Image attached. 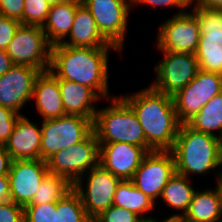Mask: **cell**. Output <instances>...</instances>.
Listing matches in <instances>:
<instances>
[{
	"mask_svg": "<svg viewBox=\"0 0 222 222\" xmlns=\"http://www.w3.org/2000/svg\"><path fill=\"white\" fill-rule=\"evenodd\" d=\"M118 48L71 47L52 45L49 72L56 79H64L91 87L104 101L113 98L109 90V51Z\"/></svg>",
	"mask_w": 222,
	"mask_h": 222,
	"instance_id": "1",
	"label": "cell"
},
{
	"mask_svg": "<svg viewBox=\"0 0 222 222\" xmlns=\"http://www.w3.org/2000/svg\"><path fill=\"white\" fill-rule=\"evenodd\" d=\"M120 97L137 115L147 144L154 151H170L181 124L176 115L173 97L158 92L149 84Z\"/></svg>",
	"mask_w": 222,
	"mask_h": 222,
	"instance_id": "2",
	"label": "cell"
},
{
	"mask_svg": "<svg viewBox=\"0 0 222 222\" xmlns=\"http://www.w3.org/2000/svg\"><path fill=\"white\" fill-rule=\"evenodd\" d=\"M170 151L174 156L176 173L190 179L193 175L203 178L210 173L216 175L217 181L222 164V140L218 137L182 123Z\"/></svg>",
	"mask_w": 222,
	"mask_h": 222,
	"instance_id": "3",
	"label": "cell"
},
{
	"mask_svg": "<svg viewBox=\"0 0 222 222\" xmlns=\"http://www.w3.org/2000/svg\"><path fill=\"white\" fill-rule=\"evenodd\" d=\"M110 105L98 108L93 120V131L99 143H128L154 151L146 142L143 128L133 109L120 97L108 99Z\"/></svg>",
	"mask_w": 222,
	"mask_h": 222,
	"instance_id": "4",
	"label": "cell"
},
{
	"mask_svg": "<svg viewBox=\"0 0 222 222\" xmlns=\"http://www.w3.org/2000/svg\"><path fill=\"white\" fill-rule=\"evenodd\" d=\"M188 9L196 17L200 38L195 56L199 70L222 75V10L209 9L189 2Z\"/></svg>",
	"mask_w": 222,
	"mask_h": 222,
	"instance_id": "5",
	"label": "cell"
},
{
	"mask_svg": "<svg viewBox=\"0 0 222 222\" xmlns=\"http://www.w3.org/2000/svg\"><path fill=\"white\" fill-rule=\"evenodd\" d=\"M40 121V159L43 161L61 149L81 142L93 131V121L80 115L66 114Z\"/></svg>",
	"mask_w": 222,
	"mask_h": 222,
	"instance_id": "6",
	"label": "cell"
},
{
	"mask_svg": "<svg viewBox=\"0 0 222 222\" xmlns=\"http://www.w3.org/2000/svg\"><path fill=\"white\" fill-rule=\"evenodd\" d=\"M52 44L41 26L20 24L6 52L13 64L49 70Z\"/></svg>",
	"mask_w": 222,
	"mask_h": 222,
	"instance_id": "7",
	"label": "cell"
},
{
	"mask_svg": "<svg viewBox=\"0 0 222 222\" xmlns=\"http://www.w3.org/2000/svg\"><path fill=\"white\" fill-rule=\"evenodd\" d=\"M46 162L49 173L63 176L74 184L99 164V142L95 132L81 142L61 149Z\"/></svg>",
	"mask_w": 222,
	"mask_h": 222,
	"instance_id": "8",
	"label": "cell"
},
{
	"mask_svg": "<svg viewBox=\"0 0 222 222\" xmlns=\"http://www.w3.org/2000/svg\"><path fill=\"white\" fill-rule=\"evenodd\" d=\"M121 179L100 164L90 169L74 184L88 217L93 221L113 205L114 194Z\"/></svg>",
	"mask_w": 222,
	"mask_h": 222,
	"instance_id": "9",
	"label": "cell"
},
{
	"mask_svg": "<svg viewBox=\"0 0 222 222\" xmlns=\"http://www.w3.org/2000/svg\"><path fill=\"white\" fill-rule=\"evenodd\" d=\"M158 26L154 47L159 49V52L195 54L199 44L200 28L190 9L169 16Z\"/></svg>",
	"mask_w": 222,
	"mask_h": 222,
	"instance_id": "10",
	"label": "cell"
},
{
	"mask_svg": "<svg viewBox=\"0 0 222 222\" xmlns=\"http://www.w3.org/2000/svg\"><path fill=\"white\" fill-rule=\"evenodd\" d=\"M101 34L122 53L128 33L131 0H83Z\"/></svg>",
	"mask_w": 222,
	"mask_h": 222,
	"instance_id": "11",
	"label": "cell"
},
{
	"mask_svg": "<svg viewBox=\"0 0 222 222\" xmlns=\"http://www.w3.org/2000/svg\"><path fill=\"white\" fill-rule=\"evenodd\" d=\"M160 53L163 57L154 65L156 75L150 86L158 92L173 96L197 75L199 63L193 53Z\"/></svg>",
	"mask_w": 222,
	"mask_h": 222,
	"instance_id": "12",
	"label": "cell"
},
{
	"mask_svg": "<svg viewBox=\"0 0 222 222\" xmlns=\"http://www.w3.org/2000/svg\"><path fill=\"white\" fill-rule=\"evenodd\" d=\"M221 92L222 75L199 70L183 89L172 96L178 121L186 123Z\"/></svg>",
	"mask_w": 222,
	"mask_h": 222,
	"instance_id": "13",
	"label": "cell"
},
{
	"mask_svg": "<svg viewBox=\"0 0 222 222\" xmlns=\"http://www.w3.org/2000/svg\"><path fill=\"white\" fill-rule=\"evenodd\" d=\"M175 173L171 151H152L143 157L131 180L142 193L157 202L162 189Z\"/></svg>",
	"mask_w": 222,
	"mask_h": 222,
	"instance_id": "14",
	"label": "cell"
},
{
	"mask_svg": "<svg viewBox=\"0 0 222 222\" xmlns=\"http://www.w3.org/2000/svg\"><path fill=\"white\" fill-rule=\"evenodd\" d=\"M41 71L35 67L14 64L0 76V105L19 115L33 98L34 83Z\"/></svg>",
	"mask_w": 222,
	"mask_h": 222,
	"instance_id": "15",
	"label": "cell"
},
{
	"mask_svg": "<svg viewBox=\"0 0 222 222\" xmlns=\"http://www.w3.org/2000/svg\"><path fill=\"white\" fill-rule=\"evenodd\" d=\"M49 173L42 159L13 160L10 171V200L23 208L31 203L43 178Z\"/></svg>",
	"mask_w": 222,
	"mask_h": 222,
	"instance_id": "16",
	"label": "cell"
},
{
	"mask_svg": "<svg viewBox=\"0 0 222 222\" xmlns=\"http://www.w3.org/2000/svg\"><path fill=\"white\" fill-rule=\"evenodd\" d=\"M148 152L128 143H99V164L121 180H130Z\"/></svg>",
	"mask_w": 222,
	"mask_h": 222,
	"instance_id": "17",
	"label": "cell"
},
{
	"mask_svg": "<svg viewBox=\"0 0 222 222\" xmlns=\"http://www.w3.org/2000/svg\"><path fill=\"white\" fill-rule=\"evenodd\" d=\"M34 121L24 114L18 117L4 145L12 160L40 159L41 126Z\"/></svg>",
	"mask_w": 222,
	"mask_h": 222,
	"instance_id": "18",
	"label": "cell"
},
{
	"mask_svg": "<svg viewBox=\"0 0 222 222\" xmlns=\"http://www.w3.org/2000/svg\"><path fill=\"white\" fill-rule=\"evenodd\" d=\"M60 44L84 48H117L101 34L92 14L83 3L76 9L70 33Z\"/></svg>",
	"mask_w": 222,
	"mask_h": 222,
	"instance_id": "19",
	"label": "cell"
},
{
	"mask_svg": "<svg viewBox=\"0 0 222 222\" xmlns=\"http://www.w3.org/2000/svg\"><path fill=\"white\" fill-rule=\"evenodd\" d=\"M32 100L41 120L66 115L59 82L49 71L41 72L36 78Z\"/></svg>",
	"mask_w": 222,
	"mask_h": 222,
	"instance_id": "20",
	"label": "cell"
},
{
	"mask_svg": "<svg viewBox=\"0 0 222 222\" xmlns=\"http://www.w3.org/2000/svg\"><path fill=\"white\" fill-rule=\"evenodd\" d=\"M57 80L66 114L80 115L93 121L99 107L97 103L103 99L87 85L64 79Z\"/></svg>",
	"mask_w": 222,
	"mask_h": 222,
	"instance_id": "21",
	"label": "cell"
},
{
	"mask_svg": "<svg viewBox=\"0 0 222 222\" xmlns=\"http://www.w3.org/2000/svg\"><path fill=\"white\" fill-rule=\"evenodd\" d=\"M194 192L187 212L184 214L186 222H221L222 193L217 184Z\"/></svg>",
	"mask_w": 222,
	"mask_h": 222,
	"instance_id": "22",
	"label": "cell"
},
{
	"mask_svg": "<svg viewBox=\"0 0 222 222\" xmlns=\"http://www.w3.org/2000/svg\"><path fill=\"white\" fill-rule=\"evenodd\" d=\"M82 2L65 0L51 6L42 28L48 41L52 44L61 43L70 33L76 9Z\"/></svg>",
	"mask_w": 222,
	"mask_h": 222,
	"instance_id": "23",
	"label": "cell"
},
{
	"mask_svg": "<svg viewBox=\"0 0 222 222\" xmlns=\"http://www.w3.org/2000/svg\"><path fill=\"white\" fill-rule=\"evenodd\" d=\"M191 181L193 180L175 173L162 189L158 201H164V204L176 212L169 214L170 216H184L187 212L194 192L197 190ZM160 199H162V201Z\"/></svg>",
	"mask_w": 222,
	"mask_h": 222,
	"instance_id": "24",
	"label": "cell"
},
{
	"mask_svg": "<svg viewBox=\"0 0 222 222\" xmlns=\"http://www.w3.org/2000/svg\"><path fill=\"white\" fill-rule=\"evenodd\" d=\"M113 205L125 208L137 214L140 218L151 217L157 203L142 193L130 180H121L114 194ZM153 210V211H152Z\"/></svg>",
	"mask_w": 222,
	"mask_h": 222,
	"instance_id": "25",
	"label": "cell"
},
{
	"mask_svg": "<svg viewBox=\"0 0 222 222\" xmlns=\"http://www.w3.org/2000/svg\"><path fill=\"white\" fill-rule=\"evenodd\" d=\"M186 124L196 131L222 140V92L215 95Z\"/></svg>",
	"mask_w": 222,
	"mask_h": 222,
	"instance_id": "26",
	"label": "cell"
},
{
	"mask_svg": "<svg viewBox=\"0 0 222 222\" xmlns=\"http://www.w3.org/2000/svg\"><path fill=\"white\" fill-rule=\"evenodd\" d=\"M73 189V184L65 177L48 173L29 205L56 203Z\"/></svg>",
	"mask_w": 222,
	"mask_h": 222,
	"instance_id": "27",
	"label": "cell"
},
{
	"mask_svg": "<svg viewBox=\"0 0 222 222\" xmlns=\"http://www.w3.org/2000/svg\"><path fill=\"white\" fill-rule=\"evenodd\" d=\"M56 210L55 222H93L74 189L56 202Z\"/></svg>",
	"mask_w": 222,
	"mask_h": 222,
	"instance_id": "28",
	"label": "cell"
},
{
	"mask_svg": "<svg viewBox=\"0 0 222 222\" xmlns=\"http://www.w3.org/2000/svg\"><path fill=\"white\" fill-rule=\"evenodd\" d=\"M23 17L20 20L24 25L43 26L51 6L45 0H24Z\"/></svg>",
	"mask_w": 222,
	"mask_h": 222,
	"instance_id": "29",
	"label": "cell"
},
{
	"mask_svg": "<svg viewBox=\"0 0 222 222\" xmlns=\"http://www.w3.org/2000/svg\"><path fill=\"white\" fill-rule=\"evenodd\" d=\"M56 203L27 205L24 207V222H55Z\"/></svg>",
	"mask_w": 222,
	"mask_h": 222,
	"instance_id": "30",
	"label": "cell"
},
{
	"mask_svg": "<svg viewBox=\"0 0 222 222\" xmlns=\"http://www.w3.org/2000/svg\"><path fill=\"white\" fill-rule=\"evenodd\" d=\"M139 218L134 212L111 205L96 217L93 222H137Z\"/></svg>",
	"mask_w": 222,
	"mask_h": 222,
	"instance_id": "31",
	"label": "cell"
},
{
	"mask_svg": "<svg viewBox=\"0 0 222 222\" xmlns=\"http://www.w3.org/2000/svg\"><path fill=\"white\" fill-rule=\"evenodd\" d=\"M20 115L0 105V145H5Z\"/></svg>",
	"mask_w": 222,
	"mask_h": 222,
	"instance_id": "32",
	"label": "cell"
},
{
	"mask_svg": "<svg viewBox=\"0 0 222 222\" xmlns=\"http://www.w3.org/2000/svg\"><path fill=\"white\" fill-rule=\"evenodd\" d=\"M20 24L16 19L0 15V50H7Z\"/></svg>",
	"mask_w": 222,
	"mask_h": 222,
	"instance_id": "33",
	"label": "cell"
},
{
	"mask_svg": "<svg viewBox=\"0 0 222 222\" xmlns=\"http://www.w3.org/2000/svg\"><path fill=\"white\" fill-rule=\"evenodd\" d=\"M190 0H131V6L134 8L137 7L136 5H147L154 8H178L177 11L175 13V15L177 14H181L183 13L185 10L184 9H188V5H189Z\"/></svg>",
	"mask_w": 222,
	"mask_h": 222,
	"instance_id": "34",
	"label": "cell"
},
{
	"mask_svg": "<svg viewBox=\"0 0 222 222\" xmlns=\"http://www.w3.org/2000/svg\"><path fill=\"white\" fill-rule=\"evenodd\" d=\"M0 222H24V208L11 200L0 203Z\"/></svg>",
	"mask_w": 222,
	"mask_h": 222,
	"instance_id": "35",
	"label": "cell"
},
{
	"mask_svg": "<svg viewBox=\"0 0 222 222\" xmlns=\"http://www.w3.org/2000/svg\"><path fill=\"white\" fill-rule=\"evenodd\" d=\"M24 0H0V15L20 21L23 17Z\"/></svg>",
	"mask_w": 222,
	"mask_h": 222,
	"instance_id": "36",
	"label": "cell"
},
{
	"mask_svg": "<svg viewBox=\"0 0 222 222\" xmlns=\"http://www.w3.org/2000/svg\"><path fill=\"white\" fill-rule=\"evenodd\" d=\"M12 161L5 146L0 145V176L9 174Z\"/></svg>",
	"mask_w": 222,
	"mask_h": 222,
	"instance_id": "37",
	"label": "cell"
},
{
	"mask_svg": "<svg viewBox=\"0 0 222 222\" xmlns=\"http://www.w3.org/2000/svg\"><path fill=\"white\" fill-rule=\"evenodd\" d=\"M10 200V181L8 175L0 176V203Z\"/></svg>",
	"mask_w": 222,
	"mask_h": 222,
	"instance_id": "38",
	"label": "cell"
},
{
	"mask_svg": "<svg viewBox=\"0 0 222 222\" xmlns=\"http://www.w3.org/2000/svg\"><path fill=\"white\" fill-rule=\"evenodd\" d=\"M199 7L222 10V0H190Z\"/></svg>",
	"mask_w": 222,
	"mask_h": 222,
	"instance_id": "39",
	"label": "cell"
},
{
	"mask_svg": "<svg viewBox=\"0 0 222 222\" xmlns=\"http://www.w3.org/2000/svg\"><path fill=\"white\" fill-rule=\"evenodd\" d=\"M14 64L5 50H0V76L5 74Z\"/></svg>",
	"mask_w": 222,
	"mask_h": 222,
	"instance_id": "40",
	"label": "cell"
},
{
	"mask_svg": "<svg viewBox=\"0 0 222 222\" xmlns=\"http://www.w3.org/2000/svg\"><path fill=\"white\" fill-rule=\"evenodd\" d=\"M153 222H186L183 216H169L162 218L159 220L158 218L153 216Z\"/></svg>",
	"mask_w": 222,
	"mask_h": 222,
	"instance_id": "41",
	"label": "cell"
},
{
	"mask_svg": "<svg viewBox=\"0 0 222 222\" xmlns=\"http://www.w3.org/2000/svg\"><path fill=\"white\" fill-rule=\"evenodd\" d=\"M222 193V164L220 166V169H219V174H218V178H217V181H215Z\"/></svg>",
	"mask_w": 222,
	"mask_h": 222,
	"instance_id": "42",
	"label": "cell"
},
{
	"mask_svg": "<svg viewBox=\"0 0 222 222\" xmlns=\"http://www.w3.org/2000/svg\"><path fill=\"white\" fill-rule=\"evenodd\" d=\"M137 222H153V216H151V217L139 218Z\"/></svg>",
	"mask_w": 222,
	"mask_h": 222,
	"instance_id": "43",
	"label": "cell"
},
{
	"mask_svg": "<svg viewBox=\"0 0 222 222\" xmlns=\"http://www.w3.org/2000/svg\"><path fill=\"white\" fill-rule=\"evenodd\" d=\"M50 6H54L57 3L63 2L65 0H45Z\"/></svg>",
	"mask_w": 222,
	"mask_h": 222,
	"instance_id": "44",
	"label": "cell"
}]
</instances>
